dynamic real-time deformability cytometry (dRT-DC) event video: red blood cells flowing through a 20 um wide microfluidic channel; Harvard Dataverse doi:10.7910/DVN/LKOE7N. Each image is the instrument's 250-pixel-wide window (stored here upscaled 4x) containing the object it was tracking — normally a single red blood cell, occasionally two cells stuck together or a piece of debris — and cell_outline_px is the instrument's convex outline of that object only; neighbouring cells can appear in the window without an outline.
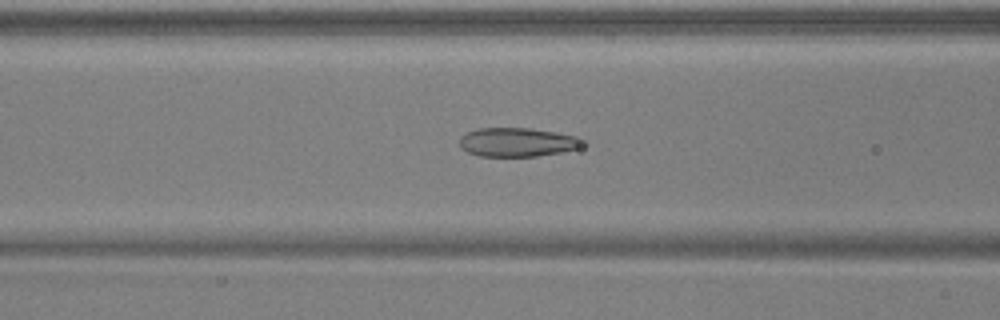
{"species": "common noctule bat (a hibernating species)", "species_latin": "Nyctalus noctula", "temperature_condition": "warm", "stored_images_in_passage": 51, "camera_frame_rate_fps": 3000, "um_per_image_px": 0.085, "animal": {"sex": "male", "body_mass_g": 17.9, "forearm_length_mm": 54.2}, "frame": {"image": 1, "passage_image": 21, "time_ms": 6.667, "image_size_px": [1000, 320], "cell_outline_px": [[588, 144], [580, 148], [560, 152], [536, 156], [480, 156], [468, 152], [460, 148], [460, 136], [468, 132], [480, 128], [528, 128], [556, 132], [576, 136], [584, 140]], "centroid_in_image_um": [44.01, 12.08], "position_along_channel_um": 122.6, "area_um2": 20.81}}
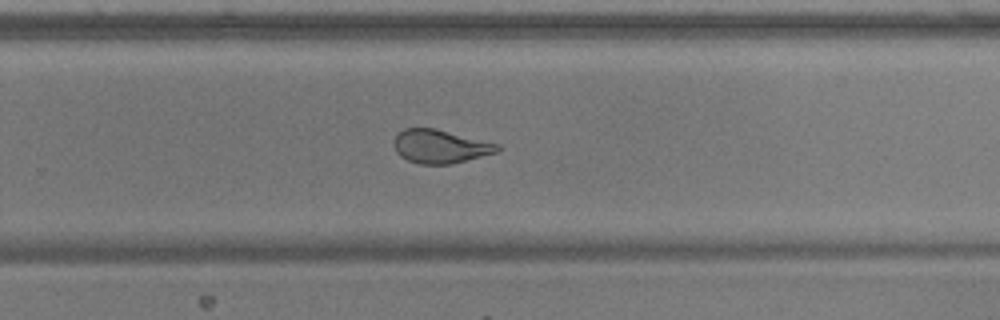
{"frame": {"image": 2, "passage_image": 34, "time_ms": 11.0, "image_size_px": [1000, 320], "cell_outline_px": [[504, 148], [500, 152], [452, 164], [420, 164], [408, 160], [400, 156], [396, 152], [396, 136], [404, 128], [436, 128], [500, 144]], "centroid_in_image_um": [37.52, 12.45], "position_along_channel_um": 292.3, "area_um2": 20.35}}
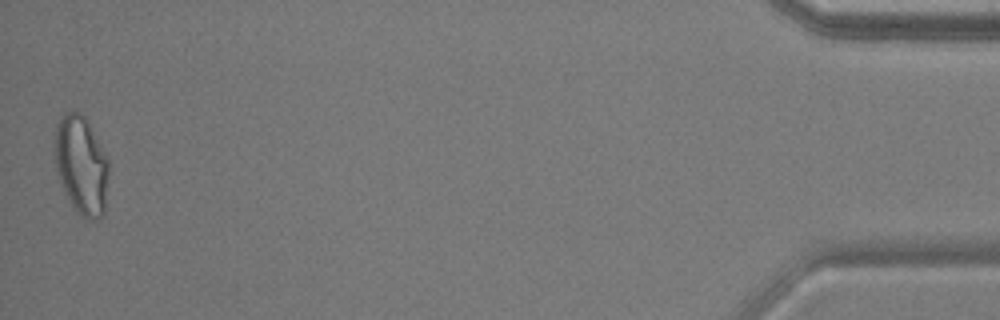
{"frame": {"image": 3, "passage_image": 51, "time_ms": 16.667, "image_size_px": [1000, 320], "cell_outline_px": [[108, 172], [104, 216], [96, 220], [88, 220], [76, 212], [64, 192], [56, 168], [52, 152], [56, 124], [60, 116], [64, 112], [80, 112], [84, 116], [108, 160]], "centroid_in_image_um": [6.87, 14.05], "position_along_channel_um": 428.3, "area_um2": 31.27}, "authors_computed_cell_mechanics": {"area_um2": 22.9466, "velocity_mm_per_s": 3.9268, "shape_relaxation_time_tau1_ms": 7.1575, "shape_relaxation_time_tau2_ms": 1.2036, "deformation_change_tau1": 0.2114, "deformation_change_tau2": 0.0751}}